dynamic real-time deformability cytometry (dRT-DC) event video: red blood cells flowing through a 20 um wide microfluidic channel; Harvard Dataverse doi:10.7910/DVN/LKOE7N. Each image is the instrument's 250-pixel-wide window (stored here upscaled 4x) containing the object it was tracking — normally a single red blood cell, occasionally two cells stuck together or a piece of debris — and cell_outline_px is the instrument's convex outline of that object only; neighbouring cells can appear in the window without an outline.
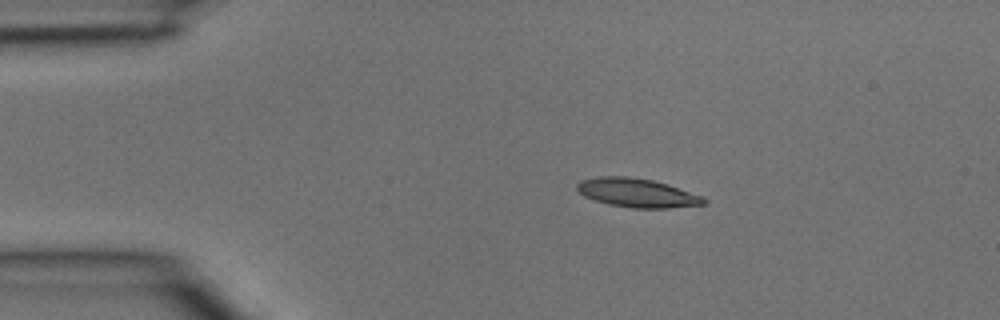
{"species": "common noctule bat (a hibernating species)", "species_latin": "Nyctalus noctula", "temperature_condition": "room temperature", "stored_images_in_passage": 2, "camera_frame_rate_fps": 3000, "um_per_image_px": 0.085, "animal": {"sex": "male", "body_mass_g": 15.6}, "frame": {"image": 1, "passage_image": 1, "time_ms": 0.0, "image_size_px": [1000, 320], "cell_outline_px": [[708, 200], [704, 204], [668, 208], [632, 208], [608, 204], [584, 196], [576, 188], [576, 184], [580, 180], [596, 176], [628, 176], [652, 180], [668, 184], [704, 196]], "centroid_in_image_um": [54.16, 16.38], "position_along_channel_um": 30.8, "area_um2": 21.44}}